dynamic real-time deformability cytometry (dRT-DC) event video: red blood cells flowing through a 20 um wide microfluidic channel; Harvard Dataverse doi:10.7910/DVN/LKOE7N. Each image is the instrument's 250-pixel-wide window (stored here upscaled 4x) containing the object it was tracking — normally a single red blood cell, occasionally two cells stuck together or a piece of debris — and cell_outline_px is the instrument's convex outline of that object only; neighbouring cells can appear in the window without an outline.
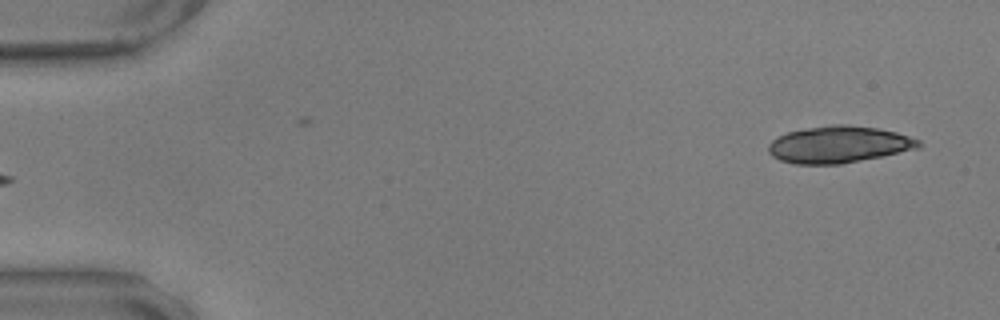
{"species": "common noctule bat (a hibernating species)", "species_latin": "Nyctalus noctula", "temperature_condition": "warm", "stored_images_in_passage": 4, "camera_frame_rate_fps": 3000, "um_per_image_px": 0.085, "animal": {"sex": "male", "body_mass_g": 17.9, "forearm_length_mm": 54.2}, "frame": {"image": 1, "passage_image": 1, "time_ms": 0.0, "image_size_px": [1000, 320], "cell_outline_px": [[920, 148], [840, 164], [796, 164], [780, 160], [772, 156], [768, 152], [768, 144], [772, 140], [788, 132], [808, 128], [832, 124], [844, 124], [876, 128], [896, 132], [920, 140]], "centroid_in_image_um": [71.28, 12.28], "position_along_channel_um": 13.7, "area_um2": 31.91}}